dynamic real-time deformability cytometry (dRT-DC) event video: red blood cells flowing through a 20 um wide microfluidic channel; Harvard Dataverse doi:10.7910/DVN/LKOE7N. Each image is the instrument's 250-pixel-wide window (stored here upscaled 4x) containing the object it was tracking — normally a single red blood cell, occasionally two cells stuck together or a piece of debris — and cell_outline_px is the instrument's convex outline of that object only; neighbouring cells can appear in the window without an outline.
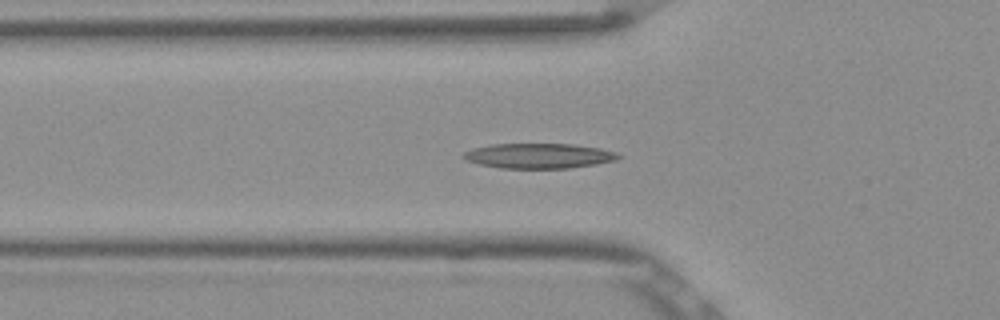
{"species": "Egyptian fruit bat (a non-hibernating species)", "species_latin": "Rousettus aegyptiacus", "temperature_condition": "room temperature", "stored_images_in_passage": 54, "camera_frame_rate_fps": 3000, "um_per_image_px": 0.085, "frame": {"image": 1, "passage_image": 18, "time_ms": 5.667, "image_size_px": [1000, 320], "cell_outline_px": [[624, 156], [616, 160], [596, 164], [568, 168], [500, 168], [480, 164], [468, 160], [464, 156], [464, 152], [472, 148], [488, 144], [572, 144], [600, 148], [616, 152]], "centroid_in_image_um": [45.84, 13.24], "position_along_channel_um": 80.0, "area_um2": 22.54}}
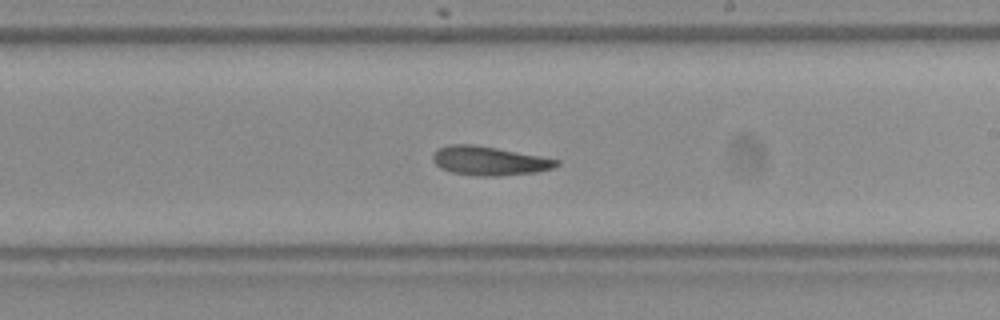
{"frame": {"image": 2, "passage_image": 31, "time_ms": 10.0, "image_size_px": [1000, 320], "cell_outline_px": [[560, 164], [552, 168], [536, 172], [500, 176], [476, 176], [452, 172], [440, 168], [432, 160], [432, 156], [436, 148], [448, 144], [472, 144], [496, 148], [540, 156], [560, 160]], "centroid_in_image_um": [41.55, 13.67], "position_along_channel_um": 247.5, "area_um2": 20.92}}
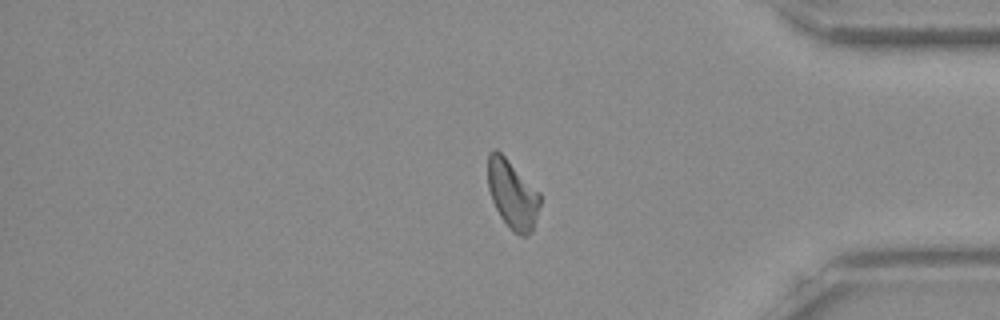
{"frame": {"image": 3, "passage_image": 44, "time_ms": 14.333, "image_size_px": [1000, 320], "cell_outline_px": [[540, 204], [532, 232], [524, 236], [520, 236], [512, 232], [508, 228], [500, 216], [492, 200], [488, 188], [488, 152], [496, 148], [540, 192]], "centroid_in_image_um": [43.55, 16.54], "position_along_channel_um": 391.6, "area_um2": 20.87}, "authors_computed_cell_mechanics": {"area_um2": 21.2415, "velocity_mm_per_s": 3.8418, "shape_relaxation_time_tau1_ms": 6.0065, "shape_relaxation_time_tau2_ms": 4.5246, "deformation_change_tau1": 0.1753, "deformation_change_tau2": 0.1352}}